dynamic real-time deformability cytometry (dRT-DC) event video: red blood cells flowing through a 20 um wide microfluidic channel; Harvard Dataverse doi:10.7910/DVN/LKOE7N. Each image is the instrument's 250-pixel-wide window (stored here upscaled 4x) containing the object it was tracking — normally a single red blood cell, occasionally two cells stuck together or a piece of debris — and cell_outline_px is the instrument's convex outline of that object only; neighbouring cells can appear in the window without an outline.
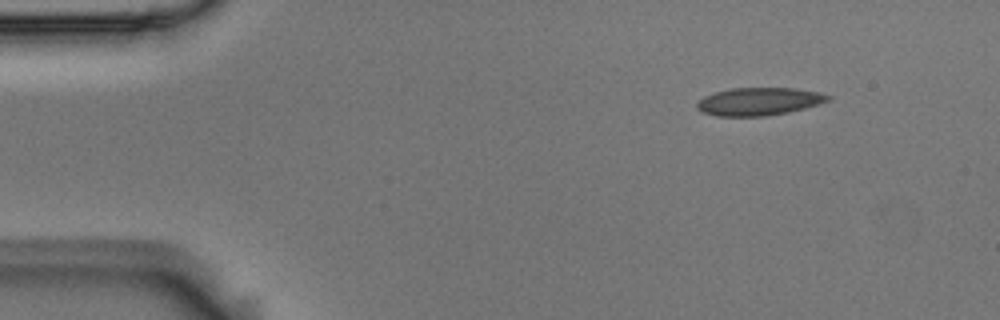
{"species": "Egyptian fruit bat (a non-hibernating species)", "species_latin": "Rousettus aegyptiacus", "temperature_condition": "room temperature", "stored_images_in_passage": 48, "camera_frame_rate_fps": 3000, "um_per_image_px": 0.085, "animal": {"sex": "male"}, "frame": {"image": 1, "passage_image": 1, "time_ms": 0.0, "image_size_px": [1000, 320], "cell_outline_px": [[832, 96], [828, 100], [804, 108], [788, 112], [764, 116], [716, 116], [704, 112], [696, 108], [696, 104], [704, 96], [716, 92], [732, 88], [796, 88], [820, 92]], "centroid_in_image_um": [64.5, 8.62], "position_along_channel_um": 20.5, "area_um2": 21.04}}
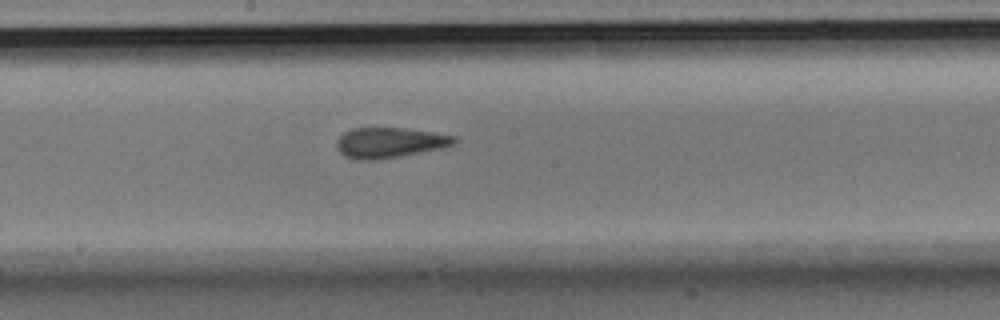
{"frame": {"image": 2, "passage_image": 23, "time_ms": 7.333, "image_size_px": [1000, 320], "cell_outline_px": [[460, 140], [456, 144], [444, 148], [400, 156], [376, 160], [356, 160], [344, 156], [340, 152], [336, 144], [340, 136], [344, 132], [352, 128], [404, 128], [432, 132], [456, 136]], "centroid_in_image_um": [33.17, 12.13], "position_along_channel_um": 215.0, "area_um2": 20.98}}
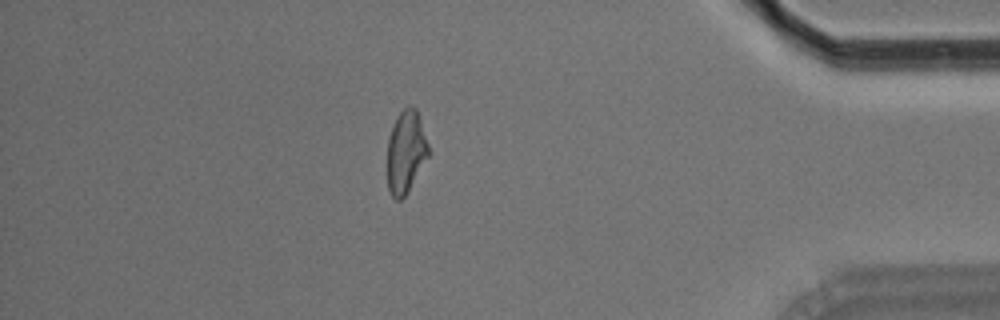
{"frame": {"image": 3, "passage_image": 41, "time_ms": 13.333, "image_size_px": [1000, 320], "cell_outline_px": [[428, 156], [408, 192], [400, 200], [396, 200], [392, 196], [388, 188], [388, 140], [392, 128], [400, 112], [408, 104], [412, 104], [416, 108], [428, 144]], "centroid_in_image_um": [34.5, 12.91], "position_along_channel_um": 400.7, "area_um2": 19.48}, "authors_computed_cell_mechanics": {"area_um2": 20.8369, "velocity_mm_per_s": 3.7332, "shape_relaxation_time_tau1_ms": 10.7362, "shape_relaxation_time_tau2_ms": 1.4941, "deformation_change_tau1": 0.2359, "deformation_change_tau2": 0.107}}